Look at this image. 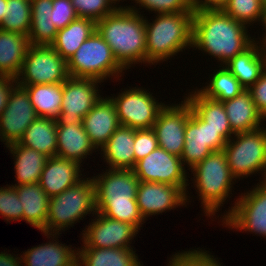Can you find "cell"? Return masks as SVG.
Listing matches in <instances>:
<instances>
[{
	"label": "cell",
	"instance_id": "cell-1",
	"mask_svg": "<svg viewBox=\"0 0 266 266\" xmlns=\"http://www.w3.org/2000/svg\"><path fill=\"white\" fill-rule=\"evenodd\" d=\"M247 27L222 10L194 12L192 48L216 58L220 66L225 65L254 42Z\"/></svg>",
	"mask_w": 266,
	"mask_h": 266
},
{
	"label": "cell",
	"instance_id": "cell-2",
	"mask_svg": "<svg viewBox=\"0 0 266 266\" xmlns=\"http://www.w3.org/2000/svg\"><path fill=\"white\" fill-rule=\"evenodd\" d=\"M140 9L118 5L113 13L96 22V30L125 71L138 63L146 64L145 17Z\"/></svg>",
	"mask_w": 266,
	"mask_h": 266
},
{
	"label": "cell",
	"instance_id": "cell-3",
	"mask_svg": "<svg viewBox=\"0 0 266 266\" xmlns=\"http://www.w3.org/2000/svg\"><path fill=\"white\" fill-rule=\"evenodd\" d=\"M94 176L97 212L127 222L138 230L145 223L136 201L139 179L132 169H105Z\"/></svg>",
	"mask_w": 266,
	"mask_h": 266
},
{
	"label": "cell",
	"instance_id": "cell-4",
	"mask_svg": "<svg viewBox=\"0 0 266 266\" xmlns=\"http://www.w3.org/2000/svg\"><path fill=\"white\" fill-rule=\"evenodd\" d=\"M193 13L157 14L151 23L145 16L146 65L164 62L186 48H192Z\"/></svg>",
	"mask_w": 266,
	"mask_h": 266
},
{
	"label": "cell",
	"instance_id": "cell-5",
	"mask_svg": "<svg viewBox=\"0 0 266 266\" xmlns=\"http://www.w3.org/2000/svg\"><path fill=\"white\" fill-rule=\"evenodd\" d=\"M193 186L197 188L205 216H215L232 194L236 178L232 175L223 150L212 152L191 168ZM235 180V182H234Z\"/></svg>",
	"mask_w": 266,
	"mask_h": 266
},
{
	"label": "cell",
	"instance_id": "cell-6",
	"mask_svg": "<svg viewBox=\"0 0 266 266\" xmlns=\"http://www.w3.org/2000/svg\"><path fill=\"white\" fill-rule=\"evenodd\" d=\"M91 213V216L97 213L95 187L92 178L85 177L76 185L50 198L45 233L61 234L60 232Z\"/></svg>",
	"mask_w": 266,
	"mask_h": 266
},
{
	"label": "cell",
	"instance_id": "cell-7",
	"mask_svg": "<svg viewBox=\"0 0 266 266\" xmlns=\"http://www.w3.org/2000/svg\"><path fill=\"white\" fill-rule=\"evenodd\" d=\"M67 69L70 77L91 78L101 82L111 76L120 80L125 70L97 30L69 58Z\"/></svg>",
	"mask_w": 266,
	"mask_h": 266
},
{
	"label": "cell",
	"instance_id": "cell-8",
	"mask_svg": "<svg viewBox=\"0 0 266 266\" xmlns=\"http://www.w3.org/2000/svg\"><path fill=\"white\" fill-rule=\"evenodd\" d=\"M227 164L236 179L262 174L266 176V128L235 133L224 146ZM243 177V178H242Z\"/></svg>",
	"mask_w": 266,
	"mask_h": 266
},
{
	"label": "cell",
	"instance_id": "cell-9",
	"mask_svg": "<svg viewBox=\"0 0 266 266\" xmlns=\"http://www.w3.org/2000/svg\"><path fill=\"white\" fill-rule=\"evenodd\" d=\"M222 216L226 228L253 232L266 238V183L261 180L255 187L236 198L234 206Z\"/></svg>",
	"mask_w": 266,
	"mask_h": 266
},
{
	"label": "cell",
	"instance_id": "cell-10",
	"mask_svg": "<svg viewBox=\"0 0 266 266\" xmlns=\"http://www.w3.org/2000/svg\"><path fill=\"white\" fill-rule=\"evenodd\" d=\"M68 77L67 61L51 46L30 45L16 80L18 85L57 84Z\"/></svg>",
	"mask_w": 266,
	"mask_h": 266
},
{
	"label": "cell",
	"instance_id": "cell-11",
	"mask_svg": "<svg viewBox=\"0 0 266 266\" xmlns=\"http://www.w3.org/2000/svg\"><path fill=\"white\" fill-rule=\"evenodd\" d=\"M152 94L145 87H129L119 92L118 96H111L120 125L134 129L153 128L159 112L166 104L159 103Z\"/></svg>",
	"mask_w": 266,
	"mask_h": 266
},
{
	"label": "cell",
	"instance_id": "cell-12",
	"mask_svg": "<svg viewBox=\"0 0 266 266\" xmlns=\"http://www.w3.org/2000/svg\"><path fill=\"white\" fill-rule=\"evenodd\" d=\"M180 157L168 153L157 147L146 157L137 161L134 168L135 175L140 182H157L174 185L188 192V172Z\"/></svg>",
	"mask_w": 266,
	"mask_h": 266
},
{
	"label": "cell",
	"instance_id": "cell-13",
	"mask_svg": "<svg viewBox=\"0 0 266 266\" xmlns=\"http://www.w3.org/2000/svg\"><path fill=\"white\" fill-rule=\"evenodd\" d=\"M99 83L91 78L68 77L63 82L61 112L57 124L82 123L93 105L101 98Z\"/></svg>",
	"mask_w": 266,
	"mask_h": 266
},
{
	"label": "cell",
	"instance_id": "cell-14",
	"mask_svg": "<svg viewBox=\"0 0 266 266\" xmlns=\"http://www.w3.org/2000/svg\"><path fill=\"white\" fill-rule=\"evenodd\" d=\"M185 144L181 154L184 167L190 171L196 164L209 156L212 152L224 149L227 141L221 136V131L208 126L193 109L185 128Z\"/></svg>",
	"mask_w": 266,
	"mask_h": 266
},
{
	"label": "cell",
	"instance_id": "cell-15",
	"mask_svg": "<svg viewBox=\"0 0 266 266\" xmlns=\"http://www.w3.org/2000/svg\"><path fill=\"white\" fill-rule=\"evenodd\" d=\"M192 106L184 98L179 104H166L153 125L158 147L181 157L185 144V128Z\"/></svg>",
	"mask_w": 266,
	"mask_h": 266
},
{
	"label": "cell",
	"instance_id": "cell-16",
	"mask_svg": "<svg viewBox=\"0 0 266 266\" xmlns=\"http://www.w3.org/2000/svg\"><path fill=\"white\" fill-rule=\"evenodd\" d=\"M38 118L28 92L16 85L0 115V139L6 146L19 142L28 126Z\"/></svg>",
	"mask_w": 266,
	"mask_h": 266
},
{
	"label": "cell",
	"instance_id": "cell-17",
	"mask_svg": "<svg viewBox=\"0 0 266 266\" xmlns=\"http://www.w3.org/2000/svg\"><path fill=\"white\" fill-rule=\"evenodd\" d=\"M94 218L81 234L87 248H132L130 244L139 233L134 225L110 219L98 212Z\"/></svg>",
	"mask_w": 266,
	"mask_h": 266
},
{
	"label": "cell",
	"instance_id": "cell-18",
	"mask_svg": "<svg viewBox=\"0 0 266 266\" xmlns=\"http://www.w3.org/2000/svg\"><path fill=\"white\" fill-rule=\"evenodd\" d=\"M187 194L182 188L174 185L139 182L136 201L143 219L147 220L150 216L159 215L178 206L186 207L191 202Z\"/></svg>",
	"mask_w": 266,
	"mask_h": 266
},
{
	"label": "cell",
	"instance_id": "cell-19",
	"mask_svg": "<svg viewBox=\"0 0 266 266\" xmlns=\"http://www.w3.org/2000/svg\"><path fill=\"white\" fill-rule=\"evenodd\" d=\"M82 123L91 143L99 151L120 126L115 103L110 97H101Z\"/></svg>",
	"mask_w": 266,
	"mask_h": 266
},
{
	"label": "cell",
	"instance_id": "cell-20",
	"mask_svg": "<svg viewBox=\"0 0 266 266\" xmlns=\"http://www.w3.org/2000/svg\"><path fill=\"white\" fill-rule=\"evenodd\" d=\"M80 167L76 161L48 157L39 180L40 187L49 198L59 195L83 179Z\"/></svg>",
	"mask_w": 266,
	"mask_h": 266
},
{
	"label": "cell",
	"instance_id": "cell-21",
	"mask_svg": "<svg viewBox=\"0 0 266 266\" xmlns=\"http://www.w3.org/2000/svg\"><path fill=\"white\" fill-rule=\"evenodd\" d=\"M43 234L52 240L23 252L21 255L23 266H77L78 250L72 249V245L59 243L60 234Z\"/></svg>",
	"mask_w": 266,
	"mask_h": 266
},
{
	"label": "cell",
	"instance_id": "cell-22",
	"mask_svg": "<svg viewBox=\"0 0 266 266\" xmlns=\"http://www.w3.org/2000/svg\"><path fill=\"white\" fill-rule=\"evenodd\" d=\"M94 150L96 148L85 132L83 123L57 124L56 156L82 165L81 163L88 155L96 152Z\"/></svg>",
	"mask_w": 266,
	"mask_h": 266
},
{
	"label": "cell",
	"instance_id": "cell-23",
	"mask_svg": "<svg viewBox=\"0 0 266 266\" xmlns=\"http://www.w3.org/2000/svg\"><path fill=\"white\" fill-rule=\"evenodd\" d=\"M135 129L119 126L109 140L99 148V152L107 163L108 169H133Z\"/></svg>",
	"mask_w": 266,
	"mask_h": 266
},
{
	"label": "cell",
	"instance_id": "cell-24",
	"mask_svg": "<svg viewBox=\"0 0 266 266\" xmlns=\"http://www.w3.org/2000/svg\"><path fill=\"white\" fill-rule=\"evenodd\" d=\"M234 133L249 132L261 128L266 119L258 111L248 89L233 99L222 102ZM263 121V122H262Z\"/></svg>",
	"mask_w": 266,
	"mask_h": 266
},
{
	"label": "cell",
	"instance_id": "cell-25",
	"mask_svg": "<svg viewBox=\"0 0 266 266\" xmlns=\"http://www.w3.org/2000/svg\"><path fill=\"white\" fill-rule=\"evenodd\" d=\"M29 46L27 36L0 29V75L17 78Z\"/></svg>",
	"mask_w": 266,
	"mask_h": 266
},
{
	"label": "cell",
	"instance_id": "cell-26",
	"mask_svg": "<svg viewBox=\"0 0 266 266\" xmlns=\"http://www.w3.org/2000/svg\"><path fill=\"white\" fill-rule=\"evenodd\" d=\"M14 158L16 184L13 186L39 183L48 156L34 149L24 147L19 142L5 146Z\"/></svg>",
	"mask_w": 266,
	"mask_h": 266
},
{
	"label": "cell",
	"instance_id": "cell-27",
	"mask_svg": "<svg viewBox=\"0 0 266 266\" xmlns=\"http://www.w3.org/2000/svg\"><path fill=\"white\" fill-rule=\"evenodd\" d=\"M23 207V220L45 233L50 198L39 183L14 186Z\"/></svg>",
	"mask_w": 266,
	"mask_h": 266
},
{
	"label": "cell",
	"instance_id": "cell-28",
	"mask_svg": "<svg viewBox=\"0 0 266 266\" xmlns=\"http://www.w3.org/2000/svg\"><path fill=\"white\" fill-rule=\"evenodd\" d=\"M78 250L77 266H143L133 248H87Z\"/></svg>",
	"mask_w": 266,
	"mask_h": 266
},
{
	"label": "cell",
	"instance_id": "cell-29",
	"mask_svg": "<svg viewBox=\"0 0 266 266\" xmlns=\"http://www.w3.org/2000/svg\"><path fill=\"white\" fill-rule=\"evenodd\" d=\"M188 96V97H187ZM185 99L192 109L214 130L221 131V136L228 142L235 133L232 131L222 102L203 96L196 88Z\"/></svg>",
	"mask_w": 266,
	"mask_h": 266
},
{
	"label": "cell",
	"instance_id": "cell-30",
	"mask_svg": "<svg viewBox=\"0 0 266 266\" xmlns=\"http://www.w3.org/2000/svg\"><path fill=\"white\" fill-rule=\"evenodd\" d=\"M96 31V22L77 17L63 29L58 30L55 41L50 45L66 61L82 43Z\"/></svg>",
	"mask_w": 266,
	"mask_h": 266
},
{
	"label": "cell",
	"instance_id": "cell-31",
	"mask_svg": "<svg viewBox=\"0 0 266 266\" xmlns=\"http://www.w3.org/2000/svg\"><path fill=\"white\" fill-rule=\"evenodd\" d=\"M19 143L48 157L57 153V122L50 117H38L33 121Z\"/></svg>",
	"mask_w": 266,
	"mask_h": 266
},
{
	"label": "cell",
	"instance_id": "cell-32",
	"mask_svg": "<svg viewBox=\"0 0 266 266\" xmlns=\"http://www.w3.org/2000/svg\"><path fill=\"white\" fill-rule=\"evenodd\" d=\"M225 66L245 89H249L266 70V61L260 55L258 45L253 42Z\"/></svg>",
	"mask_w": 266,
	"mask_h": 266
},
{
	"label": "cell",
	"instance_id": "cell-33",
	"mask_svg": "<svg viewBox=\"0 0 266 266\" xmlns=\"http://www.w3.org/2000/svg\"><path fill=\"white\" fill-rule=\"evenodd\" d=\"M52 0H31V24L28 39L30 45L50 46L56 38L57 28L53 23Z\"/></svg>",
	"mask_w": 266,
	"mask_h": 266
},
{
	"label": "cell",
	"instance_id": "cell-34",
	"mask_svg": "<svg viewBox=\"0 0 266 266\" xmlns=\"http://www.w3.org/2000/svg\"><path fill=\"white\" fill-rule=\"evenodd\" d=\"M28 92L38 117L56 119L61 112L63 83L20 85Z\"/></svg>",
	"mask_w": 266,
	"mask_h": 266
},
{
	"label": "cell",
	"instance_id": "cell-35",
	"mask_svg": "<svg viewBox=\"0 0 266 266\" xmlns=\"http://www.w3.org/2000/svg\"><path fill=\"white\" fill-rule=\"evenodd\" d=\"M216 69L210 77L209 83L204 87L197 89L203 96L219 102L233 99L239 95L245 88L238 79L226 68Z\"/></svg>",
	"mask_w": 266,
	"mask_h": 266
},
{
	"label": "cell",
	"instance_id": "cell-36",
	"mask_svg": "<svg viewBox=\"0 0 266 266\" xmlns=\"http://www.w3.org/2000/svg\"><path fill=\"white\" fill-rule=\"evenodd\" d=\"M31 24V0H7L0 29L28 36Z\"/></svg>",
	"mask_w": 266,
	"mask_h": 266
},
{
	"label": "cell",
	"instance_id": "cell-37",
	"mask_svg": "<svg viewBox=\"0 0 266 266\" xmlns=\"http://www.w3.org/2000/svg\"><path fill=\"white\" fill-rule=\"evenodd\" d=\"M263 10L264 5L260 0H228L222 9L225 14L246 26H251L257 21L261 24Z\"/></svg>",
	"mask_w": 266,
	"mask_h": 266
},
{
	"label": "cell",
	"instance_id": "cell-38",
	"mask_svg": "<svg viewBox=\"0 0 266 266\" xmlns=\"http://www.w3.org/2000/svg\"><path fill=\"white\" fill-rule=\"evenodd\" d=\"M77 17L94 22L113 13L118 7L111 0H71Z\"/></svg>",
	"mask_w": 266,
	"mask_h": 266
},
{
	"label": "cell",
	"instance_id": "cell-39",
	"mask_svg": "<svg viewBox=\"0 0 266 266\" xmlns=\"http://www.w3.org/2000/svg\"><path fill=\"white\" fill-rule=\"evenodd\" d=\"M13 185L0 187V215L9 222L23 220V207Z\"/></svg>",
	"mask_w": 266,
	"mask_h": 266
},
{
	"label": "cell",
	"instance_id": "cell-40",
	"mask_svg": "<svg viewBox=\"0 0 266 266\" xmlns=\"http://www.w3.org/2000/svg\"><path fill=\"white\" fill-rule=\"evenodd\" d=\"M196 249L173 254L171 266H221L220 261L216 260L218 258H214L215 256L210 254L209 251L202 250V248Z\"/></svg>",
	"mask_w": 266,
	"mask_h": 266
},
{
	"label": "cell",
	"instance_id": "cell-41",
	"mask_svg": "<svg viewBox=\"0 0 266 266\" xmlns=\"http://www.w3.org/2000/svg\"><path fill=\"white\" fill-rule=\"evenodd\" d=\"M132 1V0H131ZM136 6L156 14L194 12L192 0H133Z\"/></svg>",
	"mask_w": 266,
	"mask_h": 266
},
{
	"label": "cell",
	"instance_id": "cell-42",
	"mask_svg": "<svg viewBox=\"0 0 266 266\" xmlns=\"http://www.w3.org/2000/svg\"><path fill=\"white\" fill-rule=\"evenodd\" d=\"M158 147V141L154 130L135 129L134 155L135 164L137 161L146 157Z\"/></svg>",
	"mask_w": 266,
	"mask_h": 266
},
{
	"label": "cell",
	"instance_id": "cell-43",
	"mask_svg": "<svg viewBox=\"0 0 266 266\" xmlns=\"http://www.w3.org/2000/svg\"><path fill=\"white\" fill-rule=\"evenodd\" d=\"M53 23L57 30L63 29L77 18L71 0H52Z\"/></svg>",
	"mask_w": 266,
	"mask_h": 266
},
{
	"label": "cell",
	"instance_id": "cell-44",
	"mask_svg": "<svg viewBox=\"0 0 266 266\" xmlns=\"http://www.w3.org/2000/svg\"><path fill=\"white\" fill-rule=\"evenodd\" d=\"M248 90L252 95L256 108L266 119V70Z\"/></svg>",
	"mask_w": 266,
	"mask_h": 266
},
{
	"label": "cell",
	"instance_id": "cell-45",
	"mask_svg": "<svg viewBox=\"0 0 266 266\" xmlns=\"http://www.w3.org/2000/svg\"><path fill=\"white\" fill-rule=\"evenodd\" d=\"M16 85V78L0 75V115L6 108L10 93Z\"/></svg>",
	"mask_w": 266,
	"mask_h": 266
},
{
	"label": "cell",
	"instance_id": "cell-46",
	"mask_svg": "<svg viewBox=\"0 0 266 266\" xmlns=\"http://www.w3.org/2000/svg\"><path fill=\"white\" fill-rule=\"evenodd\" d=\"M228 0H192L194 12L203 10H222Z\"/></svg>",
	"mask_w": 266,
	"mask_h": 266
},
{
	"label": "cell",
	"instance_id": "cell-47",
	"mask_svg": "<svg viewBox=\"0 0 266 266\" xmlns=\"http://www.w3.org/2000/svg\"><path fill=\"white\" fill-rule=\"evenodd\" d=\"M21 263V255L18 257V254L14 256L5 251L0 253V266H23Z\"/></svg>",
	"mask_w": 266,
	"mask_h": 266
},
{
	"label": "cell",
	"instance_id": "cell-48",
	"mask_svg": "<svg viewBox=\"0 0 266 266\" xmlns=\"http://www.w3.org/2000/svg\"><path fill=\"white\" fill-rule=\"evenodd\" d=\"M263 36L262 37V40L259 38L258 41H255L256 38L254 37V42L258 45L259 47V52H260V55L265 59L266 61V33L263 32L262 34ZM260 41V42H259Z\"/></svg>",
	"mask_w": 266,
	"mask_h": 266
},
{
	"label": "cell",
	"instance_id": "cell-49",
	"mask_svg": "<svg viewBox=\"0 0 266 266\" xmlns=\"http://www.w3.org/2000/svg\"><path fill=\"white\" fill-rule=\"evenodd\" d=\"M7 0H0V25L2 24L6 13Z\"/></svg>",
	"mask_w": 266,
	"mask_h": 266
},
{
	"label": "cell",
	"instance_id": "cell-50",
	"mask_svg": "<svg viewBox=\"0 0 266 266\" xmlns=\"http://www.w3.org/2000/svg\"><path fill=\"white\" fill-rule=\"evenodd\" d=\"M261 22L262 24L260 25L263 26L264 28L263 30H265V33H266V6H264Z\"/></svg>",
	"mask_w": 266,
	"mask_h": 266
},
{
	"label": "cell",
	"instance_id": "cell-51",
	"mask_svg": "<svg viewBox=\"0 0 266 266\" xmlns=\"http://www.w3.org/2000/svg\"><path fill=\"white\" fill-rule=\"evenodd\" d=\"M111 1L114 3V5L116 4V7H117V5L119 4V2L122 1V0H111ZM123 2H124V0H123Z\"/></svg>",
	"mask_w": 266,
	"mask_h": 266
},
{
	"label": "cell",
	"instance_id": "cell-52",
	"mask_svg": "<svg viewBox=\"0 0 266 266\" xmlns=\"http://www.w3.org/2000/svg\"><path fill=\"white\" fill-rule=\"evenodd\" d=\"M261 1V3L264 5V6H266V0H260Z\"/></svg>",
	"mask_w": 266,
	"mask_h": 266
},
{
	"label": "cell",
	"instance_id": "cell-53",
	"mask_svg": "<svg viewBox=\"0 0 266 266\" xmlns=\"http://www.w3.org/2000/svg\"><path fill=\"white\" fill-rule=\"evenodd\" d=\"M168 265L167 266H171V257H170V261H168Z\"/></svg>",
	"mask_w": 266,
	"mask_h": 266
}]
</instances>
